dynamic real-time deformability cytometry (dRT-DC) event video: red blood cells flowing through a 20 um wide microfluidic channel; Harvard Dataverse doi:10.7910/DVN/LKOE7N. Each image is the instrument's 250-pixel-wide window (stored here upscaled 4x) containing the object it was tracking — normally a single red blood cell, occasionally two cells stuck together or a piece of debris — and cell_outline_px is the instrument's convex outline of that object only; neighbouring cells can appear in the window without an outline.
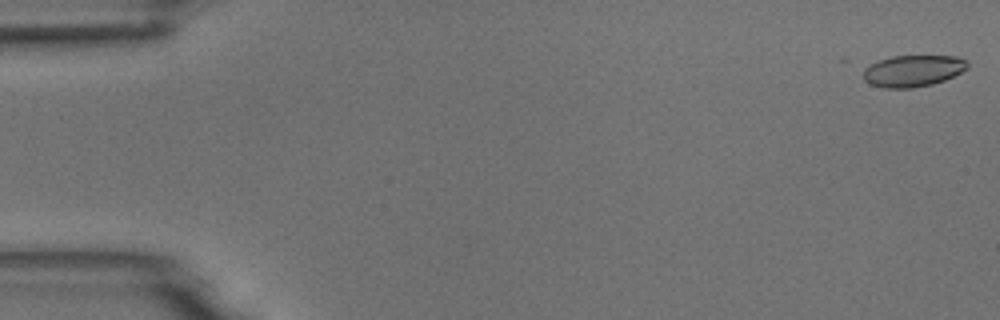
{"species": "common noctule bat (a hibernating species)", "species_latin": "Nyctalus noctula", "temperature_condition": "room temperature", "stored_images_in_passage": 9, "camera_frame_rate_fps": 3000, "um_per_image_px": 0.085, "animal": {"sex": "male", "body_mass_g": 18.8}, "frame": {"image": 1, "passage_image": 1, "time_ms": 0.0, "image_size_px": [1000, 320], "cell_outline_px": [[968, 68], [944, 80], [932, 84], [912, 88], [884, 88], [868, 84], [864, 80], [864, 68], [880, 60], [892, 56], [956, 56], [968, 60]], "centroid_in_image_um": [77.6, 6.02], "position_along_channel_um": 7.4, "area_um2": 19.13}}
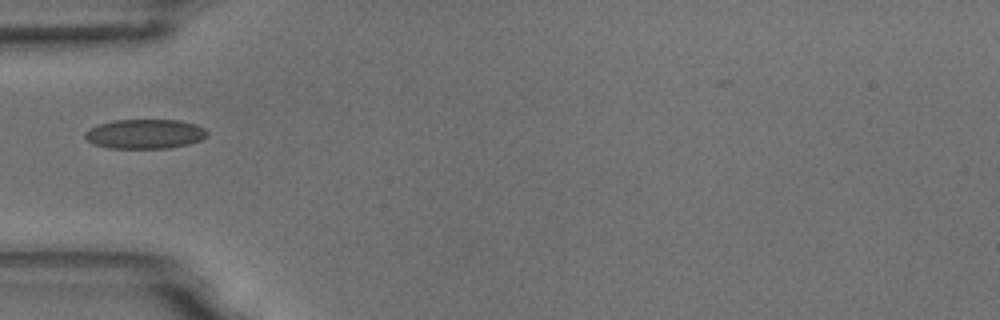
{"frame": {"image": 2, "passage_image": 6, "time_ms": 1.667, "image_size_px": [1000, 320], "cell_outline_px": [[208, 136], [200, 140], [188, 144], [168, 148], [108, 148], [92, 144], [84, 136], [84, 132], [88, 128], [112, 120], [180, 120], [196, 124], [204, 128], [208, 132]], "centroid_in_image_um": [12.31, 11.38], "position_along_channel_um": 72.7, "area_um2": 21.15}}